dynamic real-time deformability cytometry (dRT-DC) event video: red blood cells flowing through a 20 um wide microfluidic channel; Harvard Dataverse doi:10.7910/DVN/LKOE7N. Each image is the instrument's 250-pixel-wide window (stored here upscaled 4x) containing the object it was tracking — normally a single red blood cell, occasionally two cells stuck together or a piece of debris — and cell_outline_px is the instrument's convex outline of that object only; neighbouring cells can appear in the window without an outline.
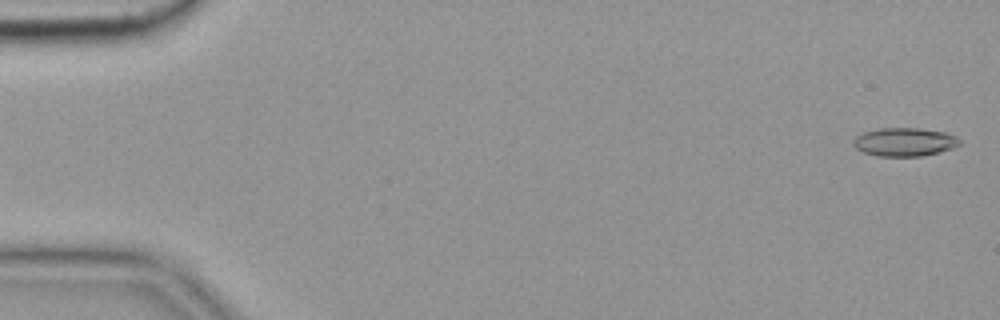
{"species": "common noctule bat (a hibernating species)", "species_latin": "Nyctalus noctula", "temperature_condition": "cold", "stored_images_in_passage": 6, "camera_frame_rate_fps": 3000, "um_per_image_px": 0.085, "animal": {"sex": "female", "body_mass_g": 19.9}, "frame": {"image": 1, "passage_image": 1, "time_ms": 0.0, "image_size_px": [1000, 320], "cell_outline_px": [[960, 144], [952, 148], [920, 156], [876, 156], [864, 152], [856, 148], [852, 144], [852, 140], [856, 136], [864, 132], [876, 128], [920, 128], [944, 132], [956, 136], [960, 140]], "centroid_in_image_um": [76.84, 12.06], "position_along_channel_um": 8.2, "area_um2": 17.57}}